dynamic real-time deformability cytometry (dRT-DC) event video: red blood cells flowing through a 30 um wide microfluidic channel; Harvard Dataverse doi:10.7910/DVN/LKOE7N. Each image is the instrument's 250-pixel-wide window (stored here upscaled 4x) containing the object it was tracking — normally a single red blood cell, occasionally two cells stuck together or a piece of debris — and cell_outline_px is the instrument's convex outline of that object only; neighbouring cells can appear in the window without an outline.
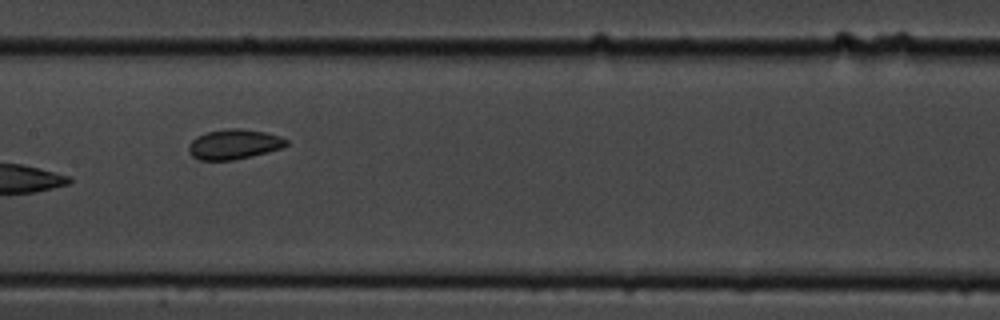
{"species": "common noctule bat (a hibernating species)", "species_latin": "Nyctalus noctula", "temperature_condition": "cold", "stored_images_in_passage": 14, "camera_frame_rate_fps": 3000, "um_per_image_px": 0.085, "animal": {"sex": "male", "body_mass_g": 19.5, "forearm_length_mm": 54.6}, "frame": {"image": 1, "passage_image": 7, "time_ms": 8.0, "image_size_px": [1000, 320], "cell_outline_px": [[288, 144], [284, 148], [232, 160], [200, 160], [192, 156], [188, 152], [188, 144], [196, 136], [208, 132], [228, 128], [240, 128], [264, 132], [280, 136], [288, 140]], "centroid_in_image_um": [19.88, 12.26], "position_along_channel_um": 187.5, "area_um2": 17.05}}